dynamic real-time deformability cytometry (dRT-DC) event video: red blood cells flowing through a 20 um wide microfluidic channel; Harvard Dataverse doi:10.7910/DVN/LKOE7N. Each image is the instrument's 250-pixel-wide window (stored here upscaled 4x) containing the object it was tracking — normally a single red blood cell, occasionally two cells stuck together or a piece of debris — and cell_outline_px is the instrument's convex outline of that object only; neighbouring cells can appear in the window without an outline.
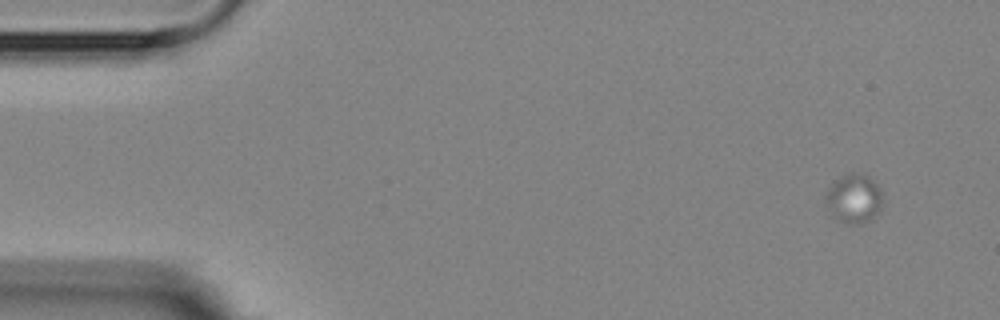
{"species": "Egyptian fruit bat (a non-hibernating species)", "species_latin": "Rousettus aegyptiacus", "temperature_condition": "room temperature", "stored_images_in_passage": 8, "camera_frame_rate_fps": 3000, "um_per_image_px": 0.085, "animal": {"sex": "female"}, "frame": {"image": 1, "passage_image": 1, "time_ms": 0.0, "image_size_px": [1000, 320], "cell_outline_px": [[884, 204], [872, 220], [860, 224], [848, 224], [836, 220], [824, 204], [824, 192], [836, 180], [852, 172], [868, 176], [884, 192]], "centroid_in_image_um": [72.6, 16.92], "position_along_channel_um": 12.4, "area_um2": 16.82}}
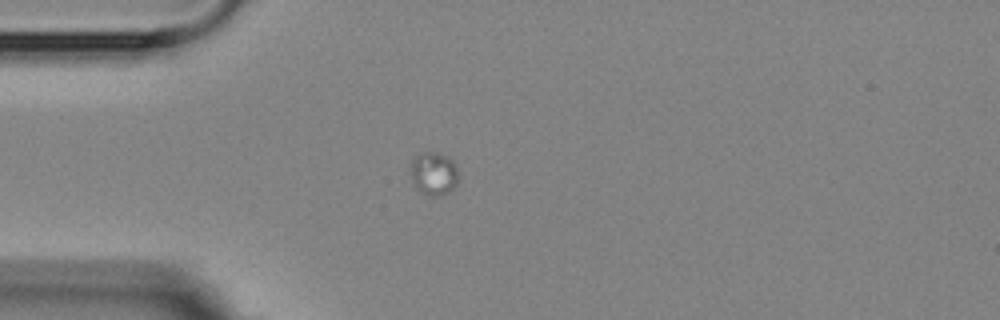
{"frame": {"image": 2, "passage_image": 5, "time_ms": 4.333, "image_size_px": [1000, 320], "cell_outline_px": [[456, 184], [448, 192], [440, 196], [432, 196], [420, 192], [416, 188], [412, 176], [412, 160], [420, 152], [436, 152], [448, 156], [456, 164]], "centroid_in_image_um": [36.87, 14.74], "position_along_channel_um": 48.1, "area_um2": 11.79}}